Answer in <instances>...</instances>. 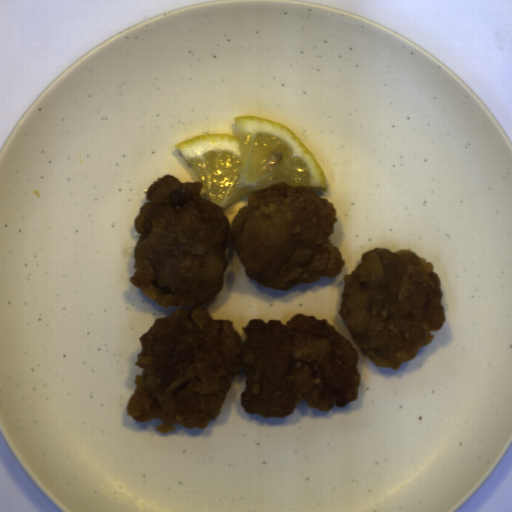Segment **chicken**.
<instances>
[{"label":"chicken","instance_id":"1","mask_svg":"<svg viewBox=\"0 0 512 512\" xmlns=\"http://www.w3.org/2000/svg\"><path fill=\"white\" fill-rule=\"evenodd\" d=\"M203 181L162 175L146 189L134 219L139 238L130 283L165 308L139 338L135 390L127 416L146 423L160 418L157 433L204 429L217 418L243 372L240 406L264 419L308 407L329 412L358 399L360 355L326 318L297 313L248 320L244 339L228 319L208 308L223 290L231 224L224 208L207 199Z\"/></svg>","mask_w":512,"mask_h":512},{"label":"chicken","instance_id":"2","mask_svg":"<svg viewBox=\"0 0 512 512\" xmlns=\"http://www.w3.org/2000/svg\"><path fill=\"white\" fill-rule=\"evenodd\" d=\"M341 278L339 318L376 367L399 371L444 326L439 275L411 250L373 247Z\"/></svg>","mask_w":512,"mask_h":512},{"label":"chicken","instance_id":"3","mask_svg":"<svg viewBox=\"0 0 512 512\" xmlns=\"http://www.w3.org/2000/svg\"><path fill=\"white\" fill-rule=\"evenodd\" d=\"M338 221L332 202L310 185L279 181L250 191L232 221L233 249L245 274L265 288L338 277L345 265L330 241Z\"/></svg>","mask_w":512,"mask_h":512}]
</instances>
